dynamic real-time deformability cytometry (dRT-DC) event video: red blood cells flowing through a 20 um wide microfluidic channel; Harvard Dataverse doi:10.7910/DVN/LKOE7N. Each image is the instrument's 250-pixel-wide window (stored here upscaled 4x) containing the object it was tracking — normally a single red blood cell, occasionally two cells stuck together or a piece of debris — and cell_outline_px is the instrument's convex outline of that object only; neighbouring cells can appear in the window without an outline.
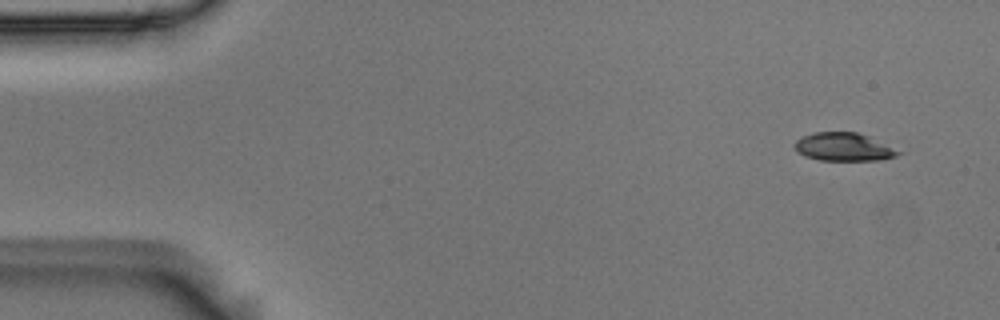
{"species": "Egyptian fruit bat (a non-hibernating species)", "species_latin": "Rousettus aegyptiacus", "temperature_condition": "room temperature", "stored_images_in_passage": 4, "camera_frame_rate_fps": 3000, "um_per_image_px": 0.085, "animal": {"sex": "male"}, "frame": {"image": 1, "passage_image": 1, "time_ms": 0.0, "image_size_px": [1000, 320], "cell_outline_px": [[904, 152], [896, 156], [880, 160], [820, 160], [804, 156], [796, 152], [792, 144], [800, 136], [812, 132], [856, 132], [868, 136]], "centroid_in_image_um": [71.66, 12.48], "position_along_channel_um": 13.3, "area_um2": 17.22}}